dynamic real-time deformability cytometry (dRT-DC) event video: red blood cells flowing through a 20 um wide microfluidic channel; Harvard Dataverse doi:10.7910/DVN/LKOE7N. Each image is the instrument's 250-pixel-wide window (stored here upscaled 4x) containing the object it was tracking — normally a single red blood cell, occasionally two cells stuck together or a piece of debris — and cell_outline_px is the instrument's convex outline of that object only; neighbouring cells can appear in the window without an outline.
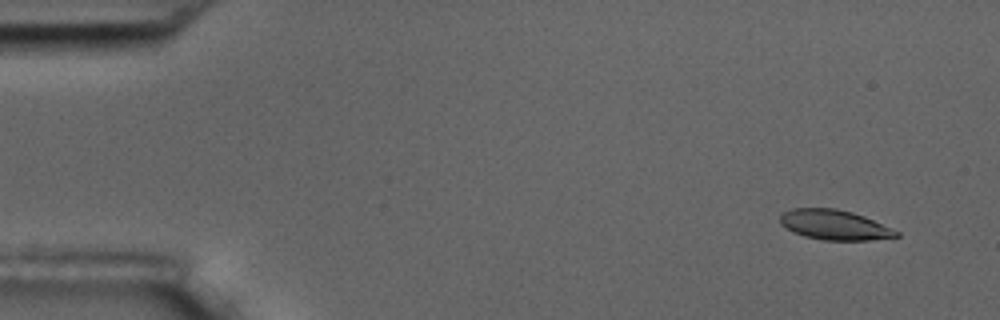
{"species": "common noctule bat (a hibernating species)", "species_latin": "Nyctalus noctula", "temperature_condition": "room temperature", "stored_images_in_passage": 5, "camera_frame_rate_fps": 3000, "um_per_image_px": 0.085, "animal": {"sex": "male", "body_mass_g": 17.5, "forearm_length_mm": 52.3}, "frame": {"image": 1, "passage_image": 2, "time_ms": 1.0, "image_size_px": [1000, 320], "cell_outline_px": [[900, 236], [868, 240], [824, 240], [804, 236], [792, 232], [780, 224], [780, 216], [784, 212], [792, 208], [836, 208], [852, 212], [864, 216], [900, 232]], "centroid_in_image_um": [70.91, 19.11], "position_along_channel_um": 14.1, "area_um2": 20.23}}